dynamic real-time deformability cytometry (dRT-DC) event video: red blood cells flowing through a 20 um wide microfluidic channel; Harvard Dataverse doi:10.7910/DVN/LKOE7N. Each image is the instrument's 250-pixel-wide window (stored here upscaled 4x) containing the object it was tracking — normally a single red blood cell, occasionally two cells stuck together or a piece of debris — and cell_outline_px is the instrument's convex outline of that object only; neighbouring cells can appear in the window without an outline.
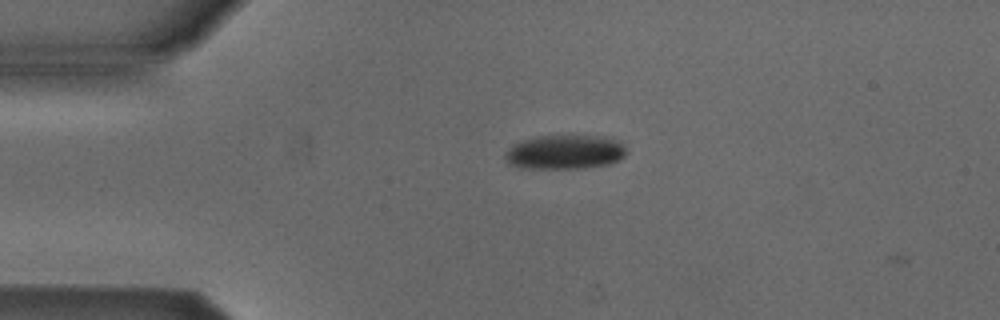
{"species": "Egyptian fruit bat (a non-hibernating species)", "species_latin": "Rousettus aegyptiacus", "temperature_condition": "cold", "stored_images_in_passage": 4, "camera_frame_rate_fps": 3000, "um_per_image_px": 0.085, "animal": {"sex": "male"}, "frame": {"image": 1, "passage_image": 3, "time_ms": 0.667, "image_size_px": [1000, 320], "cell_outline_px": [[628, 152], [620, 160], [608, 164], [584, 168], [524, 168], [508, 164], [504, 156], [504, 152], [512, 144], [520, 140], [536, 136], [612, 136], [624, 144]], "centroid_in_image_um": [48.03, 12.91], "position_along_channel_um": 37.0, "area_um2": 24.68}}